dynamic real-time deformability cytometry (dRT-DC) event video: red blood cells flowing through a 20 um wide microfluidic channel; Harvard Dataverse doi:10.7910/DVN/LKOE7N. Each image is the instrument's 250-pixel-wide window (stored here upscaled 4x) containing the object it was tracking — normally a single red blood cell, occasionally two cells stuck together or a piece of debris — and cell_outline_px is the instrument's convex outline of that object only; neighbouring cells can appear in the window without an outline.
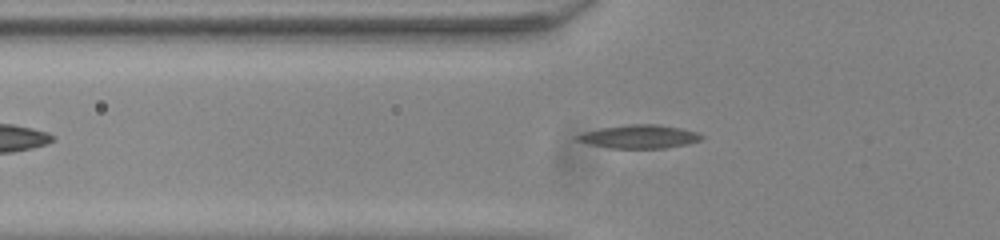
{"species": "common noctule bat (a hibernating species)", "species_latin": "Nyctalus noctula", "temperature_condition": "room temperature", "stored_images_in_passage": 39, "camera_frame_rate_fps": 3000, "um_per_image_px": 0.085, "animal": {"sex": "male", "body_mass_g": 20.0, "forearm_length_mm": 53.3}, "frame": {"image": 1, "passage_image": 5, "time_ms": 1.333, "image_size_px": [1000, 240], "cell_outline_px": [[704, 136], [700, 140], [684, 144], [664, 148], [612, 148], [592, 144], [576, 140], [576, 136], [584, 132], [600, 128], [628, 124], [660, 124], [680, 128], [696, 132]], "centroid_in_image_um": [54.34, 11.6], "position_along_channel_um": 71.5, "area_um2": 16.7}}
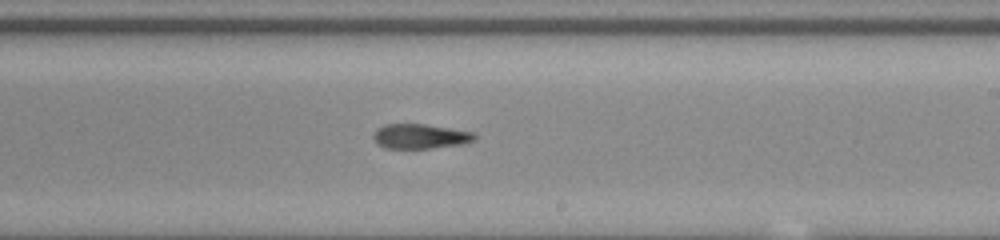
{"frame": {"image": 2, "passage_image": 19, "time_ms": 6.0, "image_size_px": [1000, 240], "cell_outline_px": [[476, 140], [460, 144], [428, 148], [384, 148], [372, 136], [376, 128], [384, 124], [424, 124], [476, 132]], "centroid_in_image_um": [35.73, 11.57], "position_along_channel_um": 253.3, "area_um2": 14.51}}
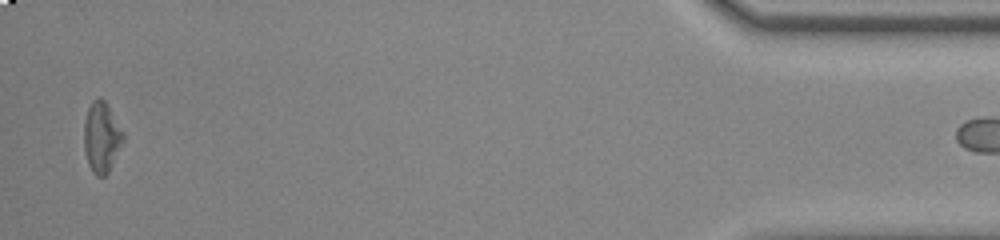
{"frame": {"image": 3, "passage_image": 38, "time_ms": 12.333, "image_size_px": [1000, 240], "cell_outline_px": [[124, 140], [108, 172], [104, 176], [96, 176], [92, 172], [88, 164], [84, 148], [84, 120], [88, 108], [92, 100], [100, 96], [108, 104], [124, 136]], "centroid_in_image_um": [8.61, 11.64], "position_along_channel_um": 426.6, "area_um2": 16.01}}